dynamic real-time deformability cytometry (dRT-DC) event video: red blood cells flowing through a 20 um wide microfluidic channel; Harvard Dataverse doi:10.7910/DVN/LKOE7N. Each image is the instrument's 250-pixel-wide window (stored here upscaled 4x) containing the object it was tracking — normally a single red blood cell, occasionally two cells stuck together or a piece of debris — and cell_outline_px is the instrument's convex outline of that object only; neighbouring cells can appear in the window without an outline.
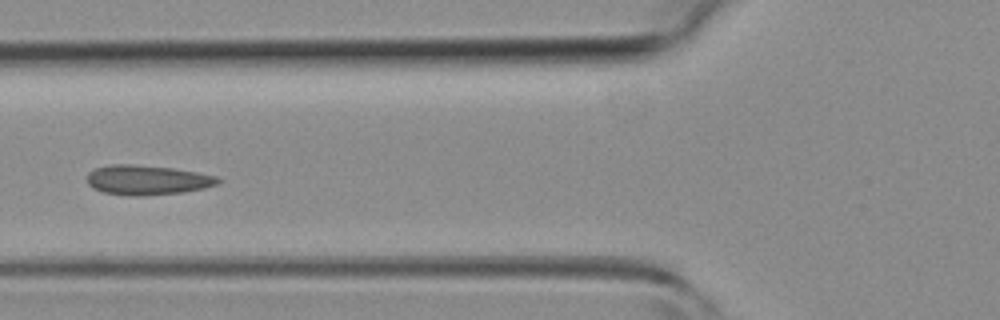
{"species": "common noctule bat (a hibernating species)", "species_latin": "Nyctalus noctula", "temperature_condition": "room temperature", "stored_images_in_passage": 32, "camera_frame_rate_fps": 3000, "um_per_image_px": 0.085, "animal": {"sex": "female", "body_mass_g": 19.3, "forearm_length_mm": 54.1}, "frame": {"image": 1, "passage_image": 14, "time_ms": 4.333, "image_size_px": [1000, 320], "cell_outline_px": [[220, 180], [216, 184], [204, 188], [184, 192], [140, 196], [132, 196], [104, 192], [92, 188], [88, 184], [88, 172], [96, 168], [112, 164], [132, 164], [172, 168], [196, 172], [216, 176]], "centroid_in_image_um": [12.49, 15.3], "position_along_channel_um": 113.3, "area_um2": 22.48}}
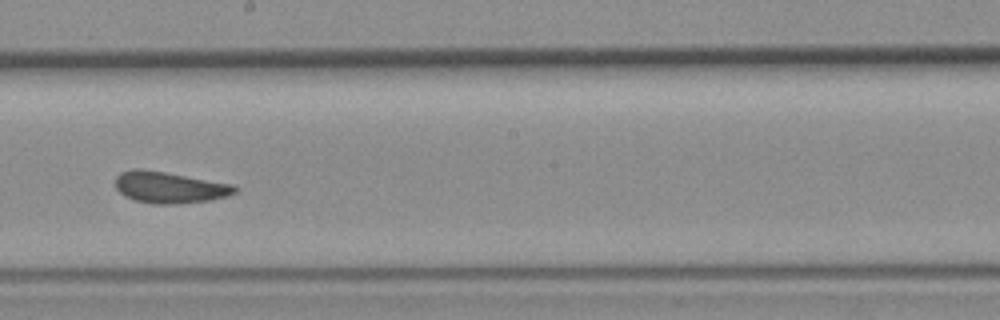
{"frame": {"image": 2, "passage_image": 22, "time_ms": 7.0, "image_size_px": [1000, 320], "cell_outline_px": [[240, 188], [236, 192], [228, 196], [208, 200], [172, 204], [152, 204], [136, 200], [124, 196], [116, 188], [116, 176], [120, 172], [136, 168], [140, 168], [164, 172], [232, 184]], "centroid_in_image_um": [14.39, 15.92], "position_along_channel_um": 233.8, "area_um2": 21.73}}
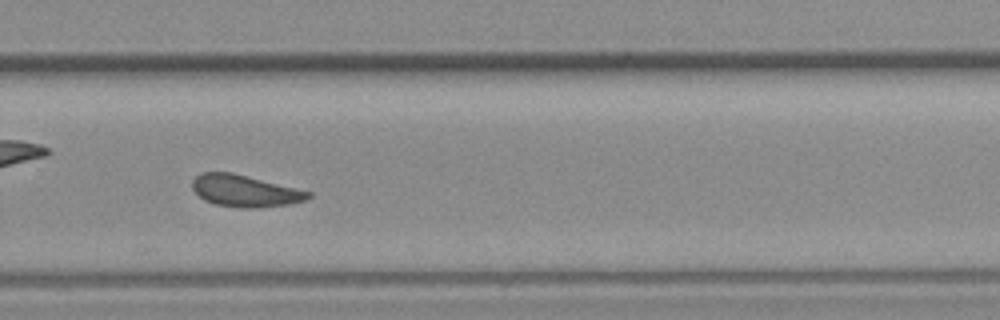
{"frame": {"image": 3, "passage_image": 27, "time_ms": 8.667, "image_size_px": [1000, 320], "cell_outline_px": [[312, 196], [304, 200], [288, 204], [260, 208], [240, 208], [216, 204], [204, 200], [192, 188], [192, 180], [200, 172], [232, 172], [312, 192]], "centroid_in_image_um": [20.8, 16.22], "position_along_channel_um": 309.0, "area_um2": 21.44}}